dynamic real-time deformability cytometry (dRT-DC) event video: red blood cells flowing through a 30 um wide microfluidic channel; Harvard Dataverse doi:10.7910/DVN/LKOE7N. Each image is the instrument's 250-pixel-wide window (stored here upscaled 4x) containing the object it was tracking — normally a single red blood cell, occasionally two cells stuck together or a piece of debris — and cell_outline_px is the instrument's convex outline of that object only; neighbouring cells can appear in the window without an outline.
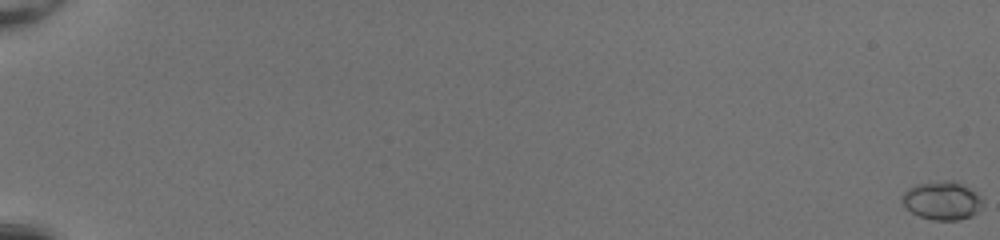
{"species": "common noctule bat (a hibernating species)", "species_latin": "Nyctalus noctula", "temperature_condition": "room temperature", "stored_images_in_passage": 55, "camera_frame_rate_fps": 3000, "um_per_image_px": 0.085, "animal": {"sex": "female", "body_mass_g": 20.0, "forearm_length_mm": 54.0}, "frame": {"image": 1, "passage_image": 1, "time_ms": 0.0, "image_size_px": [1000, 240], "cell_outline_px": [[984, 200], [980, 208], [972, 216], [960, 220], [932, 220], [920, 216], [912, 212], [900, 200], [900, 196], [908, 188], [916, 184], [944, 180], [956, 180], [980, 196]], "centroid_in_image_um": [80.07, 17.04], "position_along_channel_um": 4.9, "area_um2": 18.09}}
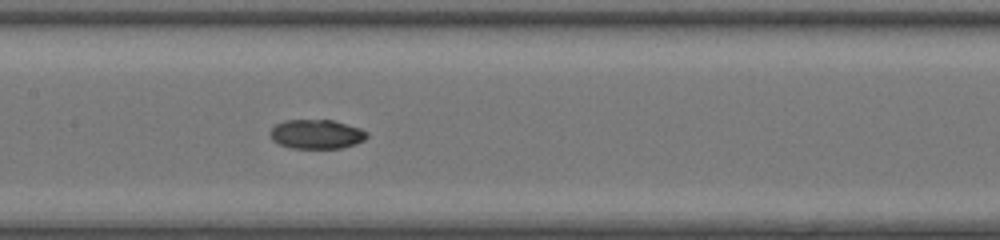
{"frame": {"image": 2, "passage_image": 31, "time_ms": 10.0, "image_size_px": [1000, 240], "cell_outline_px": [[368, 136], [364, 140], [356, 144], [340, 148], [292, 148], [280, 144], [272, 140], [268, 132], [276, 124], [284, 120], [332, 120], [360, 128], [368, 132]], "centroid_in_image_um": [26.9, 11.4], "position_along_channel_um": 180.5, "area_um2": 16.53}}
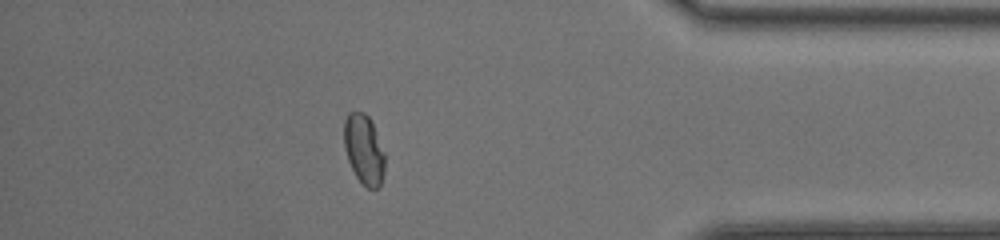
{"frame": {"image": 3, "passage_image": 49, "time_ms": 16.0, "image_size_px": [1000, 240], "cell_outline_px": [[384, 172], [380, 184], [376, 188], [368, 188], [356, 176], [348, 160], [344, 148], [344, 120], [348, 112], [364, 112], [372, 120], [384, 152]], "centroid_in_image_um": [30.93, 12.65], "position_along_channel_um": 404.3, "area_um2": 16.53}, "authors_computed_cell_mechanics": {"area_um2": 16.5308, "velocity_mm_per_s": 4.1612, "shape_relaxation_time_tau1_ms": null, "shape_relaxation_time_tau2_ms": 2.2633, "deformation_change_tau1": null, "deformation_change_tau2": 0.0268}}